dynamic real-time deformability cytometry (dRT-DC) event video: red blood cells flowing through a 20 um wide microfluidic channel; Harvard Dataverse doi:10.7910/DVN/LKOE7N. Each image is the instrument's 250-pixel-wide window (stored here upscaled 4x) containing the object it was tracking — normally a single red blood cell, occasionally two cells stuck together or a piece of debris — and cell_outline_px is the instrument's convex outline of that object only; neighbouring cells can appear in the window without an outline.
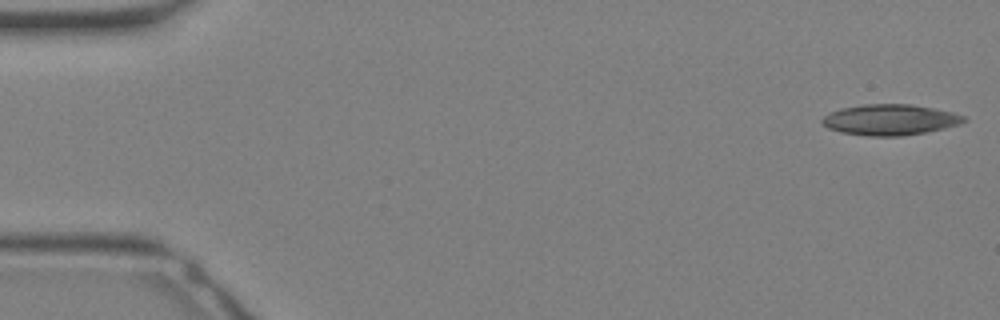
{"species": "Egyptian fruit bat (a non-hibernating species)", "species_latin": "Rousettus aegyptiacus", "temperature_condition": "warm", "stored_images_in_passage": 33, "camera_frame_rate_fps": 3000, "um_per_image_px": 0.085, "animal": {"sex": "female"}, "frame": {"image": 1, "passage_image": 1, "time_ms": 0.0, "image_size_px": [1000, 320], "cell_outline_px": [[968, 120], [960, 124], [944, 128], [924, 132], [900, 136], [868, 136], [840, 132], [828, 128], [820, 120], [828, 112], [840, 108], [864, 104], [912, 104], [952, 112], [964, 116]], "centroid_in_image_um": [75.62, 10.17], "position_along_channel_um": 9.4, "area_um2": 25.43}}
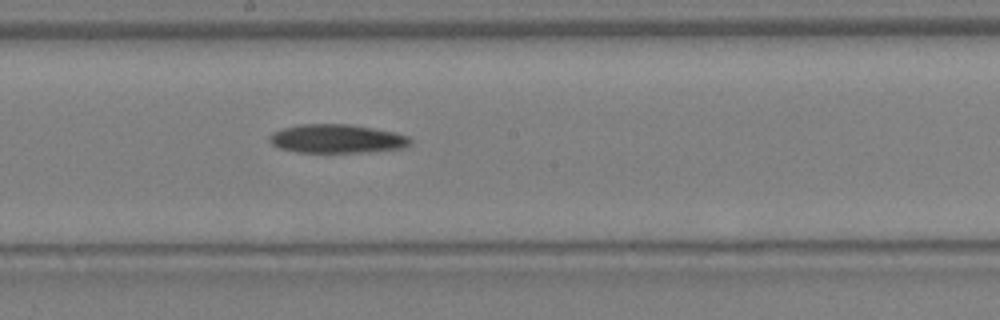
{"frame": {"image": 2, "passage_image": 18, "time_ms": 5.667, "image_size_px": [1000, 320], "cell_outline_px": [[412, 144], [408, 148], [368, 152], [300, 152], [280, 148], [272, 144], [268, 140], [268, 136], [272, 132], [284, 128], [300, 124], [352, 124], [396, 132], [408, 136], [412, 140]], "centroid_in_image_um": [28.7, 11.79], "position_along_channel_um": 219.5, "area_um2": 23.87}}
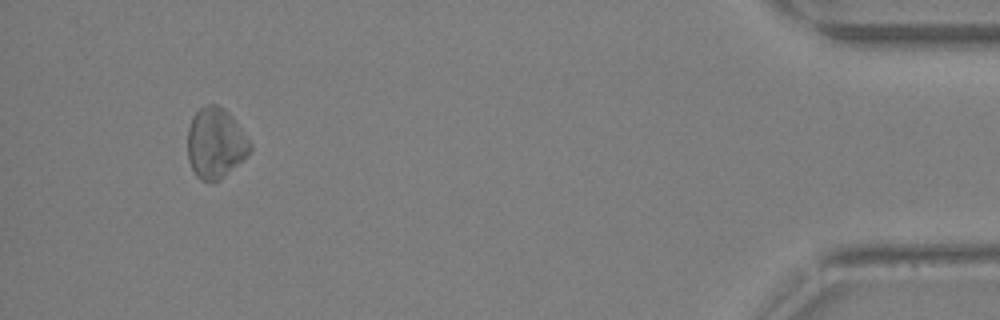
{"frame": {"image": 3, "passage_image": 31, "time_ms": 10.0, "image_size_px": [1000, 320], "cell_outline_px": [[252, 148], [248, 156], [220, 180], [212, 184], [200, 180], [196, 176], [188, 160], [188, 128], [192, 116], [204, 104], [216, 104], [224, 108], [232, 116], [252, 144]], "centroid_in_image_um": [18.32, 12.19], "position_along_channel_um": 416.9, "area_um2": 26.07}}